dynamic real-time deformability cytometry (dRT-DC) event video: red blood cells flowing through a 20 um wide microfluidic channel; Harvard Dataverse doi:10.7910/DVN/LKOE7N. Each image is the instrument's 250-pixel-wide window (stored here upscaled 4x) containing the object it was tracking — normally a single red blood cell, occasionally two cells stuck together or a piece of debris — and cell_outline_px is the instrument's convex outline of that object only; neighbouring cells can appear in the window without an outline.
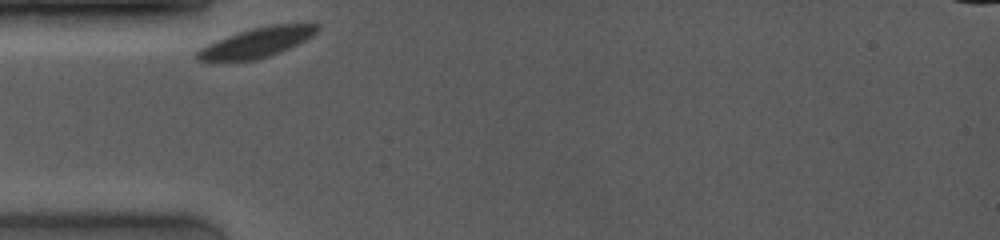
{"species": "common noctule bat (a hibernating species)", "species_latin": "Nyctalus noctula", "temperature_condition": "room temperature", "stored_images_in_passage": 30, "camera_frame_rate_fps": 4000, "um_per_image_px": 0.085, "animal": {"sex": "female", "body_mass_g": 19.0, "forearm_length_mm": 53.3}, "frame": {"image": 1, "passage_image": 1, "time_ms": 0.0, "image_size_px": [1000, 240], "cell_outline_px": [[320, 28], [312, 36], [272, 56], [256, 60], [208, 64], [196, 60], [192, 56], [200, 48], [208, 44], [228, 36], [252, 28], [268, 24], [312, 20], [320, 24]], "centroid_in_image_um": [21.83, 3.62], "position_along_channel_um": 63.2, "area_um2": 22.14}}
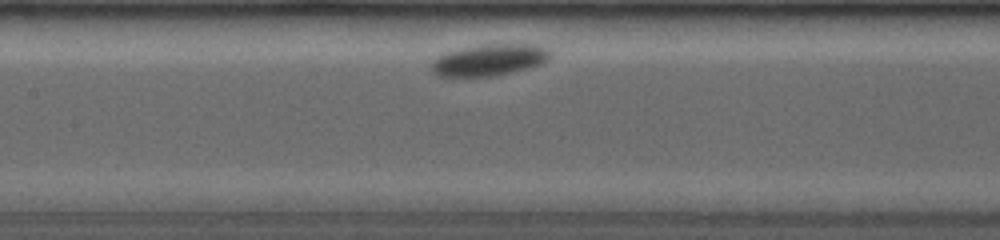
{"frame": {"image": 2, "passage_image": 14, "time_ms": 3.0, "image_size_px": [1000, 240], "cell_outline_px": [[552, 56], [548, 60], [540, 64], [528, 68], [492, 76], [436, 76], [432, 72], [432, 60], [444, 52], [460, 48], [484, 44], [536, 44], [548, 48], [552, 52]], "centroid_in_image_um": [41.6, 5.08], "position_along_channel_um": 165.8, "area_um2": 22.02}}
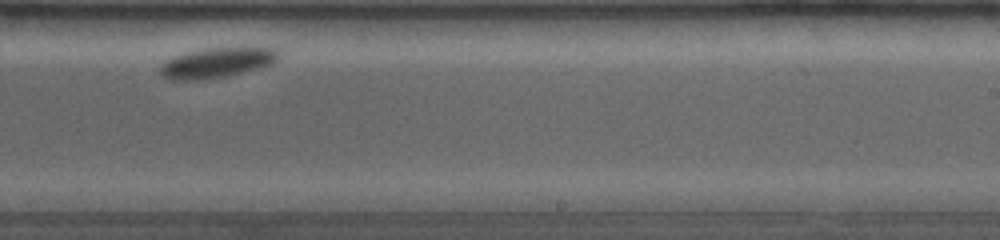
{"frame": {"image": 3, "passage_image": 28, "time_ms": 6.0, "image_size_px": [1000, 240], "cell_outline_px": [[280, 60], [272, 64], [260, 68], [208, 80], [168, 80], [160, 72], [160, 64], [172, 56], [184, 52], [204, 48], [276, 48], [280, 52]], "centroid_in_image_um": [18.42, 5.33], "position_along_channel_um": 270.6, "area_um2": 21.1}}